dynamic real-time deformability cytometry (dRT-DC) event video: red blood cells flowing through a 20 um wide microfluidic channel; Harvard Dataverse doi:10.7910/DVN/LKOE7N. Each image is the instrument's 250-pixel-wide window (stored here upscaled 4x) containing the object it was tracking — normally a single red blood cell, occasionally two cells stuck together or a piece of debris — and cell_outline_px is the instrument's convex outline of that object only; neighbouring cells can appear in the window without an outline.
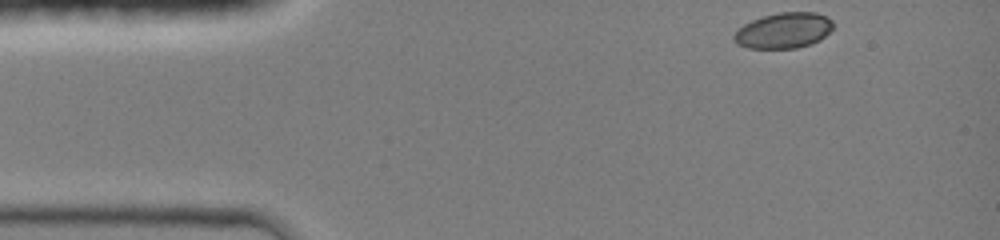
{"species": "common noctule bat (a hibernating species)", "species_latin": "Nyctalus noctula", "temperature_condition": "room temperature", "stored_images_in_passage": 45, "camera_frame_rate_fps": 3000, "um_per_image_px": 0.085, "animal": {"sex": "female", "body_mass_g": 19.0, "forearm_length_mm": 51.5}, "frame": {"image": 1, "passage_image": 1, "time_ms": 0.0, "image_size_px": [1000, 240], "cell_outline_px": [[832, 28], [820, 40], [812, 44], [796, 48], [748, 48], [736, 44], [732, 40], [732, 36], [736, 28], [752, 20], [764, 16], [780, 12], [816, 12], [832, 20]], "centroid_in_image_um": [66.55, 2.6], "position_along_channel_um": 18.4, "area_um2": 20.69}}
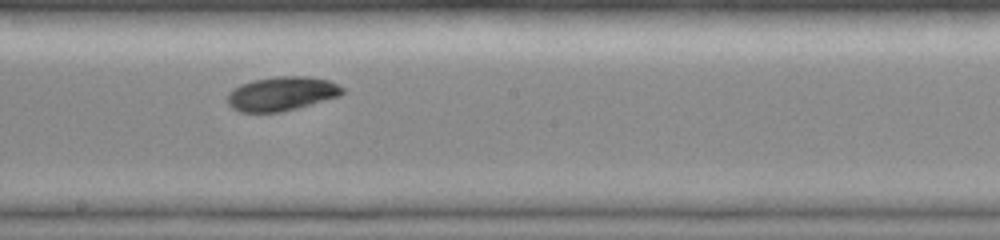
{"frame": {"image": 2, "passage_image": 20, "time_ms": 6.667, "image_size_px": [1000, 240], "cell_outline_px": [[344, 92], [340, 96], [296, 108], [280, 112], [240, 112], [232, 108], [228, 104], [228, 92], [240, 84], [252, 80], [276, 76], [308, 76], [328, 80], [344, 88]], "centroid_in_image_um": [23.93, 7.96], "position_along_channel_um": 224.3, "area_um2": 22.83}}
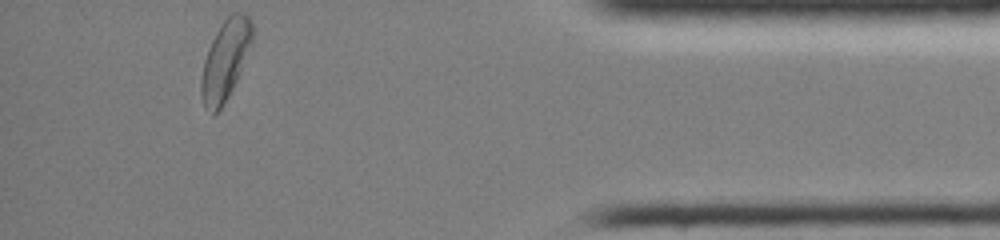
{"frame": {"image": 3, "passage_image": 45, "time_ms": 12.0, "image_size_px": [1000, 240], "cell_outline_px": [[252, 44], [236, 80], [228, 96], [220, 108], [212, 116], [204, 108], [200, 96], [200, 80], [204, 60], [208, 48], [216, 32], [224, 20], [232, 12], [244, 12], [252, 20]], "centroid_in_image_um": [19.13, 5.11], "position_along_channel_um": 416.1, "area_um2": 23.76}, "authors_computed_cell_mechanics": {"area_um2": 22.6576, "velocity_mm_per_s": 4.2242, "shape_relaxation_time_tau1_ms": 2.137, "shape_relaxation_time_tau2_ms": null, "deformation_change_tau1": 0.0971, "deformation_change_tau2": null}}